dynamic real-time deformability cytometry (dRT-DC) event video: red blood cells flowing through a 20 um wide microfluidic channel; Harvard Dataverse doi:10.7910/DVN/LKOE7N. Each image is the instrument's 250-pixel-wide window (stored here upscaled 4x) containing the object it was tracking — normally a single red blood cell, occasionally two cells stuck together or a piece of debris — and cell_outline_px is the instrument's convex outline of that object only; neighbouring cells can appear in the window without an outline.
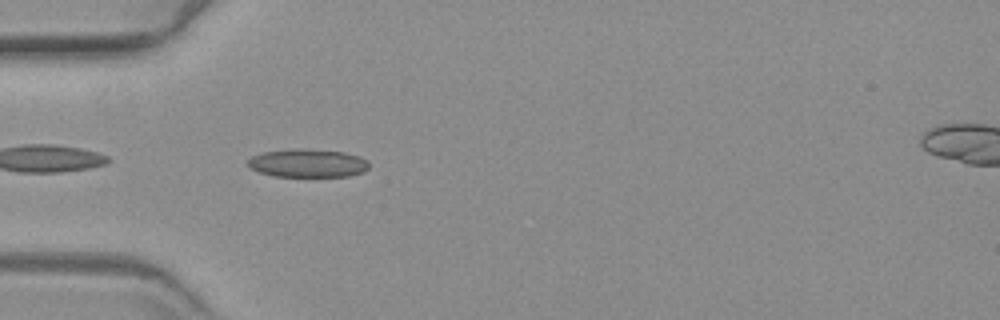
{"species": "common noctule bat (a hibernating species)", "species_latin": "Nyctalus noctula", "temperature_condition": "warm", "stored_images_in_passage": 43, "camera_frame_rate_fps": 3000, "um_per_image_px": 0.085, "animal": {"sex": "female", "body_mass_g": 19.3, "forearm_length_mm": 54.1}, "frame": {"image": 1, "passage_image": 2, "time_ms": 0.333, "image_size_px": [1000, 320], "cell_outline_px": [[368, 168], [364, 172], [348, 176], [276, 176], [260, 172], [248, 168], [248, 160], [252, 156], [264, 152], [304, 148], [344, 152], [360, 156], [368, 164]], "centroid_in_image_um": [26.15, 13.87], "position_along_channel_um": 58.8, "area_um2": 19.77}}
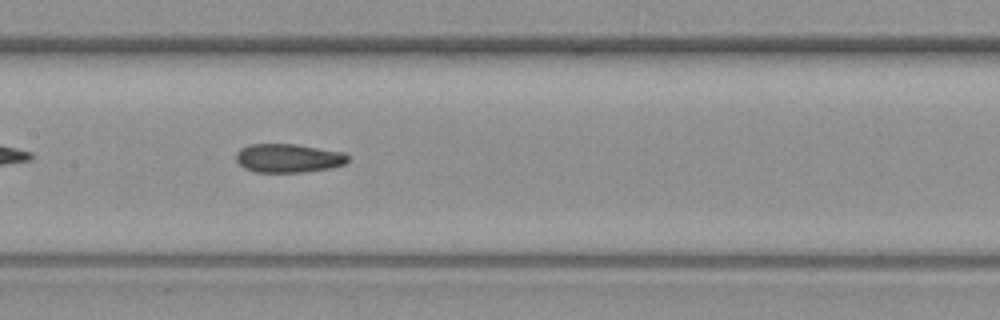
{"frame": {"image": 2, "passage_image": 13, "time_ms": 4.0, "image_size_px": [1000, 320], "cell_outline_px": [[348, 160], [344, 164], [332, 168], [304, 172], [256, 172], [244, 168], [236, 160], [236, 152], [240, 148], [248, 144], [296, 144], [344, 152], [348, 156]], "centroid_in_image_um": [24.5, 13.44], "position_along_channel_um": 182.9, "area_um2": 18.84}}
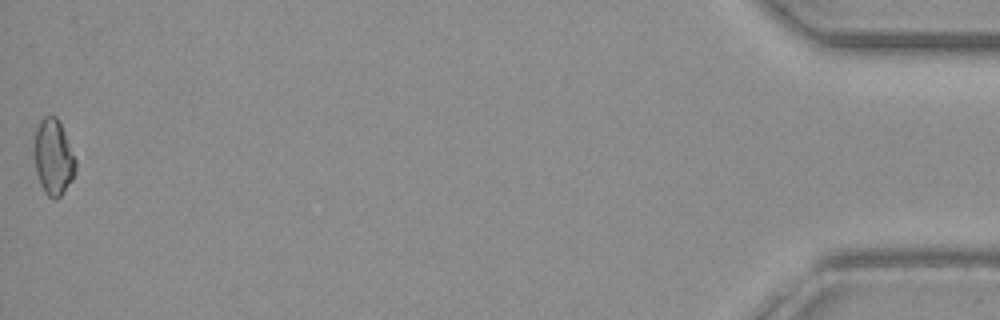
{"frame": {"image": 3, "passage_image": 43, "time_ms": 14.0, "image_size_px": [1000, 320], "cell_outline_px": [[76, 172], [72, 180], [60, 196], [56, 200], [52, 200], [44, 192], [40, 184], [36, 172], [36, 128], [40, 120], [44, 116], [56, 116], [60, 120], [76, 160]], "centroid_in_image_um": [4.57, 13.38], "position_along_channel_um": 430.6, "area_um2": 18.15}}